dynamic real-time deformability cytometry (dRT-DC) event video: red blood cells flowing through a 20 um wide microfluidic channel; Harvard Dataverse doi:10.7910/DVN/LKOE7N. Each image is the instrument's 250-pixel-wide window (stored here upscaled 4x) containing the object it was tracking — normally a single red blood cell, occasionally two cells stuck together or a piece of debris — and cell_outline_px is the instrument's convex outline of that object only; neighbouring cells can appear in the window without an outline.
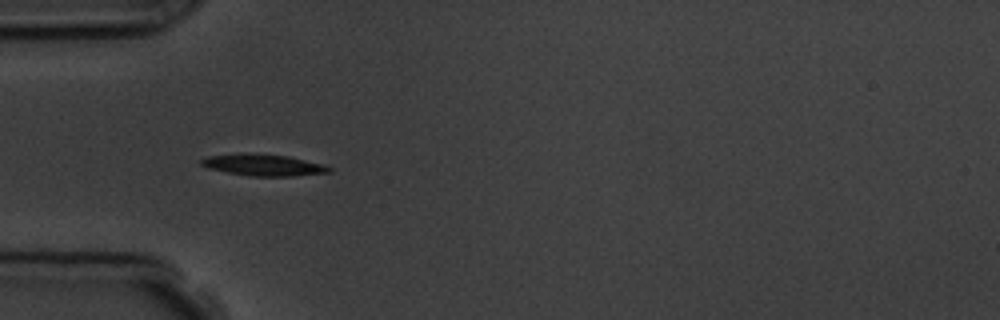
{"species": "common noctule bat (a hibernating species)", "species_latin": "Nyctalus noctula", "temperature_condition": "room temperature", "stored_images_in_passage": 7, "camera_frame_rate_fps": 3000, "um_per_image_px": 0.085, "animal": {"sex": "male", "body_mass_g": 19.5, "forearm_length_mm": 54.6}, "frame": {"image": 1, "passage_image": 6, "time_ms": 5.667, "image_size_px": [1000, 320], "cell_outline_px": [[332, 172], [292, 176], [248, 176], [208, 168], [200, 164], [200, 160], [208, 156], [240, 152], [248, 152], [288, 156], [324, 164], [332, 168]], "centroid_in_image_um": [22.38, 14.01], "position_along_channel_um": 62.6, "area_um2": 16.3}}